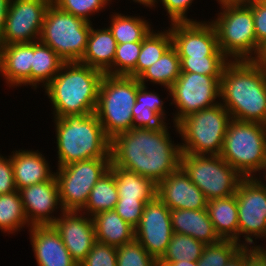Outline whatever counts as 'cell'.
I'll use <instances>...</instances> for the list:
<instances>
[{"label":"cell","mask_w":266,"mask_h":266,"mask_svg":"<svg viewBox=\"0 0 266 266\" xmlns=\"http://www.w3.org/2000/svg\"><path fill=\"white\" fill-rule=\"evenodd\" d=\"M91 26V22L65 12L51 2L39 40L65 62H79L85 53Z\"/></svg>","instance_id":"cell-9"},{"label":"cell","mask_w":266,"mask_h":266,"mask_svg":"<svg viewBox=\"0 0 266 266\" xmlns=\"http://www.w3.org/2000/svg\"><path fill=\"white\" fill-rule=\"evenodd\" d=\"M221 78L181 72L170 87L169 106L173 105L177 109L174 111L175 113H171L173 125L191 113L220 103Z\"/></svg>","instance_id":"cell-12"},{"label":"cell","mask_w":266,"mask_h":266,"mask_svg":"<svg viewBox=\"0 0 266 266\" xmlns=\"http://www.w3.org/2000/svg\"><path fill=\"white\" fill-rule=\"evenodd\" d=\"M118 199L114 174L108 170L92 188L81 212L93 217L99 212L114 210Z\"/></svg>","instance_id":"cell-32"},{"label":"cell","mask_w":266,"mask_h":266,"mask_svg":"<svg viewBox=\"0 0 266 266\" xmlns=\"http://www.w3.org/2000/svg\"><path fill=\"white\" fill-rule=\"evenodd\" d=\"M246 266H266V260L255 247L246 246Z\"/></svg>","instance_id":"cell-47"},{"label":"cell","mask_w":266,"mask_h":266,"mask_svg":"<svg viewBox=\"0 0 266 266\" xmlns=\"http://www.w3.org/2000/svg\"><path fill=\"white\" fill-rule=\"evenodd\" d=\"M253 61L266 68V40L260 44L258 53Z\"/></svg>","instance_id":"cell-50"},{"label":"cell","mask_w":266,"mask_h":266,"mask_svg":"<svg viewBox=\"0 0 266 266\" xmlns=\"http://www.w3.org/2000/svg\"><path fill=\"white\" fill-rule=\"evenodd\" d=\"M162 4V8H164L166 15L169 18V23L173 22H188V21H200L195 18L188 17V11H190V7H192V3L194 4V0H156L155 7H160ZM159 4V6L157 5Z\"/></svg>","instance_id":"cell-41"},{"label":"cell","mask_w":266,"mask_h":266,"mask_svg":"<svg viewBox=\"0 0 266 266\" xmlns=\"http://www.w3.org/2000/svg\"><path fill=\"white\" fill-rule=\"evenodd\" d=\"M179 57L225 56L214 26L208 20L168 23Z\"/></svg>","instance_id":"cell-16"},{"label":"cell","mask_w":266,"mask_h":266,"mask_svg":"<svg viewBox=\"0 0 266 266\" xmlns=\"http://www.w3.org/2000/svg\"><path fill=\"white\" fill-rule=\"evenodd\" d=\"M173 233L185 234L205 245L220 240L206 209H175L170 212Z\"/></svg>","instance_id":"cell-24"},{"label":"cell","mask_w":266,"mask_h":266,"mask_svg":"<svg viewBox=\"0 0 266 266\" xmlns=\"http://www.w3.org/2000/svg\"><path fill=\"white\" fill-rule=\"evenodd\" d=\"M220 103L232 119L266 125V68L253 60L229 61L220 80Z\"/></svg>","instance_id":"cell-2"},{"label":"cell","mask_w":266,"mask_h":266,"mask_svg":"<svg viewBox=\"0 0 266 266\" xmlns=\"http://www.w3.org/2000/svg\"><path fill=\"white\" fill-rule=\"evenodd\" d=\"M170 212L156 196L145 203L140 222L135 227V239L157 261L165 254L173 235Z\"/></svg>","instance_id":"cell-15"},{"label":"cell","mask_w":266,"mask_h":266,"mask_svg":"<svg viewBox=\"0 0 266 266\" xmlns=\"http://www.w3.org/2000/svg\"><path fill=\"white\" fill-rule=\"evenodd\" d=\"M255 248L259 252V254L266 260V245L262 246L261 244H256Z\"/></svg>","instance_id":"cell-55"},{"label":"cell","mask_w":266,"mask_h":266,"mask_svg":"<svg viewBox=\"0 0 266 266\" xmlns=\"http://www.w3.org/2000/svg\"><path fill=\"white\" fill-rule=\"evenodd\" d=\"M230 239H220L213 244L205 245L197 266H225L230 258L242 247Z\"/></svg>","instance_id":"cell-35"},{"label":"cell","mask_w":266,"mask_h":266,"mask_svg":"<svg viewBox=\"0 0 266 266\" xmlns=\"http://www.w3.org/2000/svg\"><path fill=\"white\" fill-rule=\"evenodd\" d=\"M225 266H246V246H242Z\"/></svg>","instance_id":"cell-48"},{"label":"cell","mask_w":266,"mask_h":266,"mask_svg":"<svg viewBox=\"0 0 266 266\" xmlns=\"http://www.w3.org/2000/svg\"><path fill=\"white\" fill-rule=\"evenodd\" d=\"M248 5L252 8L256 39L261 44L266 40V4L255 0Z\"/></svg>","instance_id":"cell-46"},{"label":"cell","mask_w":266,"mask_h":266,"mask_svg":"<svg viewBox=\"0 0 266 266\" xmlns=\"http://www.w3.org/2000/svg\"><path fill=\"white\" fill-rule=\"evenodd\" d=\"M140 86L134 77L103 75L95 114L110 140L133 128L132 109Z\"/></svg>","instance_id":"cell-5"},{"label":"cell","mask_w":266,"mask_h":266,"mask_svg":"<svg viewBox=\"0 0 266 266\" xmlns=\"http://www.w3.org/2000/svg\"><path fill=\"white\" fill-rule=\"evenodd\" d=\"M10 0H0V41L4 32L6 14L8 12Z\"/></svg>","instance_id":"cell-49"},{"label":"cell","mask_w":266,"mask_h":266,"mask_svg":"<svg viewBox=\"0 0 266 266\" xmlns=\"http://www.w3.org/2000/svg\"><path fill=\"white\" fill-rule=\"evenodd\" d=\"M132 114L133 128L157 129L167 123L155 111L138 102L135 103Z\"/></svg>","instance_id":"cell-43"},{"label":"cell","mask_w":266,"mask_h":266,"mask_svg":"<svg viewBox=\"0 0 266 266\" xmlns=\"http://www.w3.org/2000/svg\"><path fill=\"white\" fill-rule=\"evenodd\" d=\"M113 3L115 2V1H113V0H111ZM131 1H133L134 2V4L136 3H138L139 5H143L144 6V8L146 7H148L149 9H153L154 11H155V9H154V7H155V3H156V0H131Z\"/></svg>","instance_id":"cell-53"},{"label":"cell","mask_w":266,"mask_h":266,"mask_svg":"<svg viewBox=\"0 0 266 266\" xmlns=\"http://www.w3.org/2000/svg\"><path fill=\"white\" fill-rule=\"evenodd\" d=\"M181 73V60L176 48L171 45L163 55L149 68H147L137 79L143 86L150 84L163 86L166 90L167 101L170 97V87L177 80Z\"/></svg>","instance_id":"cell-27"},{"label":"cell","mask_w":266,"mask_h":266,"mask_svg":"<svg viewBox=\"0 0 266 266\" xmlns=\"http://www.w3.org/2000/svg\"><path fill=\"white\" fill-rule=\"evenodd\" d=\"M11 162L17 190L48 181L55 175L45 154L38 149L13 150Z\"/></svg>","instance_id":"cell-22"},{"label":"cell","mask_w":266,"mask_h":266,"mask_svg":"<svg viewBox=\"0 0 266 266\" xmlns=\"http://www.w3.org/2000/svg\"><path fill=\"white\" fill-rule=\"evenodd\" d=\"M28 233L37 266H79L52 225L31 226Z\"/></svg>","instance_id":"cell-20"},{"label":"cell","mask_w":266,"mask_h":266,"mask_svg":"<svg viewBox=\"0 0 266 266\" xmlns=\"http://www.w3.org/2000/svg\"><path fill=\"white\" fill-rule=\"evenodd\" d=\"M254 178L266 188V160L264 161V164L262 165V168L260 169L258 174L254 176Z\"/></svg>","instance_id":"cell-52"},{"label":"cell","mask_w":266,"mask_h":266,"mask_svg":"<svg viewBox=\"0 0 266 266\" xmlns=\"http://www.w3.org/2000/svg\"><path fill=\"white\" fill-rule=\"evenodd\" d=\"M57 167L92 158H111V140L95 113L53 117Z\"/></svg>","instance_id":"cell-4"},{"label":"cell","mask_w":266,"mask_h":266,"mask_svg":"<svg viewBox=\"0 0 266 266\" xmlns=\"http://www.w3.org/2000/svg\"><path fill=\"white\" fill-rule=\"evenodd\" d=\"M205 244L191 236L173 233L165 254L159 261H197Z\"/></svg>","instance_id":"cell-34"},{"label":"cell","mask_w":266,"mask_h":266,"mask_svg":"<svg viewBox=\"0 0 266 266\" xmlns=\"http://www.w3.org/2000/svg\"><path fill=\"white\" fill-rule=\"evenodd\" d=\"M181 72H191L212 77H222L224 67L230 61L226 56L179 57Z\"/></svg>","instance_id":"cell-36"},{"label":"cell","mask_w":266,"mask_h":266,"mask_svg":"<svg viewBox=\"0 0 266 266\" xmlns=\"http://www.w3.org/2000/svg\"><path fill=\"white\" fill-rule=\"evenodd\" d=\"M117 266H158V261L134 239L117 248Z\"/></svg>","instance_id":"cell-39"},{"label":"cell","mask_w":266,"mask_h":266,"mask_svg":"<svg viewBox=\"0 0 266 266\" xmlns=\"http://www.w3.org/2000/svg\"><path fill=\"white\" fill-rule=\"evenodd\" d=\"M158 266H197L196 261H179V262H174V261H158Z\"/></svg>","instance_id":"cell-51"},{"label":"cell","mask_w":266,"mask_h":266,"mask_svg":"<svg viewBox=\"0 0 266 266\" xmlns=\"http://www.w3.org/2000/svg\"><path fill=\"white\" fill-rule=\"evenodd\" d=\"M206 210L220 239L238 242V207L236 195L207 201Z\"/></svg>","instance_id":"cell-26"},{"label":"cell","mask_w":266,"mask_h":266,"mask_svg":"<svg viewBox=\"0 0 266 266\" xmlns=\"http://www.w3.org/2000/svg\"><path fill=\"white\" fill-rule=\"evenodd\" d=\"M109 170L114 174L119 198L147 203L157 196V185L151 179L118 166H110Z\"/></svg>","instance_id":"cell-29"},{"label":"cell","mask_w":266,"mask_h":266,"mask_svg":"<svg viewBox=\"0 0 266 266\" xmlns=\"http://www.w3.org/2000/svg\"><path fill=\"white\" fill-rule=\"evenodd\" d=\"M16 190L11 153L9 156H3L0 153V195L8 194Z\"/></svg>","instance_id":"cell-45"},{"label":"cell","mask_w":266,"mask_h":266,"mask_svg":"<svg viewBox=\"0 0 266 266\" xmlns=\"http://www.w3.org/2000/svg\"><path fill=\"white\" fill-rule=\"evenodd\" d=\"M52 0H10L1 45L38 41Z\"/></svg>","instance_id":"cell-14"},{"label":"cell","mask_w":266,"mask_h":266,"mask_svg":"<svg viewBox=\"0 0 266 266\" xmlns=\"http://www.w3.org/2000/svg\"><path fill=\"white\" fill-rule=\"evenodd\" d=\"M209 19L217 34L219 49L230 61L254 60L257 42L252 8L248 4H220Z\"/></svg>","instance_id":"cell-6"},{"label":"cell","mask_w":266,"mask_h":266,"mask_svg":"<svg viewBox=\"0 0 266 266\" xmlns=\"http://www.w3.org/2000/svg\"><path fill=\"white\" fill-rule=\"evenodd\" d=\"M18 191L30 226L52 225L63 212L55 175L48 181Z\"/></svg>","instance_id":"cell-17"},{"label":"cell","mask_w":266,"mask_h":266,"mask_svg":"<svg viewBox=\"0 0 266 266\" xmlns=\"http://www.w3.org/2000/svg\"><path fill=\"white\" fill-rule=\"evenodd\" d=\"M117 42L108 27L95 28L92 23L81 64L98 69L104 74L113 75V61Z\"/></svg>","instance_id":"cell-23"},{"label":"cell","mask_w":266,"mask_h":266,"mask_svg":"<svg viewBox=\"0 0 266 266\" xmlns=\"http://www.w3.org/2000/svg\"><path fill=\"white\" fill-rule=\"evenodd\" d=\"M172 45L170 29L154 30L143 39L142 47L135 69L128 75L138 78L147 68L154 64L163 53Z\"/></svg>","instance_id":"cell-31"},{"label":"cell","mask_w":266,"mask_h":266,"mask_svg":"<svg viewBox=\"0 0 266 266\" xmlns=\"http://www.w3.org/2000/svg\"><path fill=\"white\" fill-rule=\"evenodd\" d=\"M142 41L117 44L113 76H128L136 67Z\"/></svg>","instance_id":"cell-38"},{"label":"cell","mask_w":266,"mask_h":266,"mask_svg":"<svg viewBox=\"0 0 266 266\" xmlns=\"http://www.w3.org/2000/svg\"><path fill=\"white\" fill-rule=\"evenodd\" d=\"M231 120L228 110L218 103L189 114L174 124L172 130H175L179 138L181 137L182 153L220 155Z\"/></svg>","instance_id":"cell-7"},{"label":"cell","mask_w":266,"mask_h":266,"mask_svg":"<svg viewBox=\"0 0 266 266\" xmlns=\"http://www.w3.org/2000/svg\"><path fill=\"white\" fill-rule=\"evenodd\" d=\"M110 165L111 158H92L57 167L54 171L63 211H81L92 188Z\"/></svg>","instance_id":"cell-11"},{"label":"cell","mask_w":266,"mask_h":266,"mask_svg":"<svg viewBox=\"0 0 266 266\" xmlns=\"http://www.w3.org/2000/svg\"><path fill=\"white\" fill-rule=\"evenodd\" d=\"M158 198L170 209H206L207 199L180 167L157 185Z\"/></svg>","instance_id":"cell-19"},{"label":"cell","mask_w":266,"mask_h":266,"mask_svg":"<svg viewBox=\"0 0 266 266\" xmlns=\"http://www.w3.org/2000/svg\"><path fill=\"white\" fill-rule=\"evenodd\" d=\"M219 4H248L254 2L255 0H216Z\"/></svg>","instance_id":"cell-54"},{"label":"cell","mask_w":266,"mask_h":266,"mask_svg":"<svg viewBox=\"0 0 266 266\" xmlns=\"http://www.w3.org/2000/svg\"><path fill=\"white\" fill-rule=\"evenodd\" d=\"M148 86L141 85L138 88L136 95V102L140 103V105H145L147 108L155 111L165 122L170 121V118L167 120L166 114L168 113L165 110V98H160L159 92H155V90H148Z\"/></svg>","instance_id":"cell-44"},{"label":"cell","mask_w":266,"mask_h":266,"mask_svg":"<svg viewBox=\"0 0 266 266\" xmlns=\"http://www.w3.org/2000/svg\"><path fill=\"white\" fill-rule=\"evenodd\" d=\"M111 13L113 14H109L111 20L108 22L110 24H106V26L112 32L117 44L143 41L154 28L152 22L146 20L147 17L140 16L138 13L137 16L136 14H121L118 11H112Z\"/></svg>","instance_id":"cell-30"},{"label":"cell","mask_w":266,"mask_h":266,"mask_svg":"<svg viewBox=\"0 0 266 266\" xmlns=\"http://www.w3.org/2000/svg\"><path fill=\"white\" fill-rule=\"evenodd\" d=\"M144 206L145 202L142 199L119 198L114 210L125 222L135 228L140 222Z\"/></svg>","instance_id":"cell-42"},{"label":"cell","mask_w":266,"mask_h":266,"mask_svg":"<svg viewBox=\"0 0 266 266\" xmlns=\"http://www.w3.org/2000/svg\"><path fill=\"white\" fill-rule=\"evenodd\" d=\"M79 266H117V248L96 241Z\"/></svg>","instance_id":"cell-40"},{"label":"cell","mask_w":266,"mask_h":266,"mask_svg":"<svg viewBox=\"0 0 266 266\" xmlns=\"http://www.w3.org/2000/svg\"><path fill=\"white\" fill-rule=\"evenodd\" d=\"M169 124L172 123L157 129L132 128L117 134L111 139L110 166L134 171L158 185L181 165L180 141L172 140Z\"/></svg>","instance_id":"cell-1"},{"label":"cell","mask_w":266,"mask_h":266,"mask_svg":"<svg viewBox=\"0 0 266 266\" xmlns=\"http://www.w3.org/2000/svg\"><path fill=\"white\" fill-rule=\"evenodd\" d=\"M65 61L40 40L32 42L31 88H44L60 71ZM41 87H40V86Z\"/></svg>","instance_id":"cell-28"},{"label":"cell","mask_w":266,"mask_h":266,"mask_svg":"<svg viewBox=\"0 0 266 266\" xmlns=\"http://www.w3.org/2000/svg\"><path fill=\"white\" fill-rule=\"evenodd\" d=\"M32 42L1 45L0 76L10 88L31 87Z\"/></svg>","instance_id":"cell-21"},{"label":"cell","mask_w":266,"mask_h":266,"mask_svg":"<svg viewBox=\"0 0 266 266\" xmlns=\"http://www.w3.org/2000/svg\"><path fill=\"white\" fill-rule=\"evenodd\" d=\"M220 156L243 178L254 177L266 160V125L232 119Z\"/></svg>","instance_id":"cell-8"},{"label":"cell","mask_w":266,"mask_h":266,"mask_svg":"<svg viewBox=\"0 0 266 266\" xmlns=\"http://www.w3.org/2000/svg\"><path fill=\"white\" fill-rule=\"evenodd\" d=\"M104 73L80 62H65L43 88L53 117L95 113Z\"/></svg>","instance_id":"cell-3"},{"label":"cell","mask_w":266,"mask_h":266,"mask_svg":"<svg viewBox=\"0 0 266 266\" xmlns=\"http://www.w3.org/2000/svg\"><path fill=\"white\" fill-rule=\"evenodd\" d=\"M92 218L97 242L118 248L135 239V228L115 210L99 212Z\"/></svg>","instance_id":"cell-25"},{"label":"cell","mask_w":266,"mask_h":266,"mask_svg":"<svg viewBox=\"0 0 266 266\" xmlns=\"http://www.w3.org/2000/svg\"><path fill=\"white\" fill-rule=\"evenodd\" d=\"M52 2L61 10L91 23L93 15H99L105 11V8L107 10V6L110 8L113 4L111 0H52Z\"/></svg>","instance_id":"cell-37"},{"label":"cell","mask_w":266,"mask_h":266,"mask_svg":"<svg viewBox=\"0 0 266 266\" xmlns=\"http://www.w3.org/2000/svg\"><path fill=\"white\" fill-rule=\"evenodd\" d=\"M0 62H1V43H0Z\"/></svg>","instance_id":"cell-57"},{"label":"cell","mask_w":266,"mask_h":266,"mask_svg":"<svg viewBox=\"0 0 266 266\" xmlns=\"http://www.w3.org/2000/svg\"><path fill=\"white\" fill-rule=\"evenodd\" d=\"M30 227L19 191L0 195V231L9 236Z\"/></svg>","instance_id":"cell-33"},{"label":"cell","mask_w":266,"mask_h":266,"mask_svg":"<svg viewBox=\"0 0 266 266\" xmlns=\"http://www.w3.org/2000/svg\"><path fill=\"white\" fill-rule=\"evenodd\" d=\"M256 1L266 4V0H256Z\"/></svg>","instance_id":"cell-56"},{"label":"cell","mask_w":266,"mask_h":266,"mask_svg":"<svg viewBox=\"0 0 266 266\" xmlns=\"http://www.w3.org/2000/svg\"><path fill=\"white\" fill-rule=\"evenodd\" d=\"M52 226L71 257L80 264L96 242L93 218L81 211H63Z\"/></svg>","instance_id":"cell-18"},{"label":"cell","mask_w":266,"mask_h":266,"mask_svg":"<svg viewBox=\"0 0 266 266\" xmlns=\"http://www.w3.org/2000/svg\"><path fill=\"white\" fill-rule=\"evenodd\" d=\"M180 167L207 201L234 195L243 179L220 155L182 153Z\"/></svg>","instance_id":"cell-10"},{"label":"cell","mask_w":266,"mask_h":266,"mask_svg":"<svg viewBox=\"0 0 266 266\" xmlns=\"http://www.w3.org/2000/svg\"><path fill=\"white\" fill-rule=\"evenodd\" d=\"M235 195L239 222L238 243L255 247L257 239L266 240V188L254 177L243 178Z\"/></svg>","instance_id":"cell-13"}]
</instances>
